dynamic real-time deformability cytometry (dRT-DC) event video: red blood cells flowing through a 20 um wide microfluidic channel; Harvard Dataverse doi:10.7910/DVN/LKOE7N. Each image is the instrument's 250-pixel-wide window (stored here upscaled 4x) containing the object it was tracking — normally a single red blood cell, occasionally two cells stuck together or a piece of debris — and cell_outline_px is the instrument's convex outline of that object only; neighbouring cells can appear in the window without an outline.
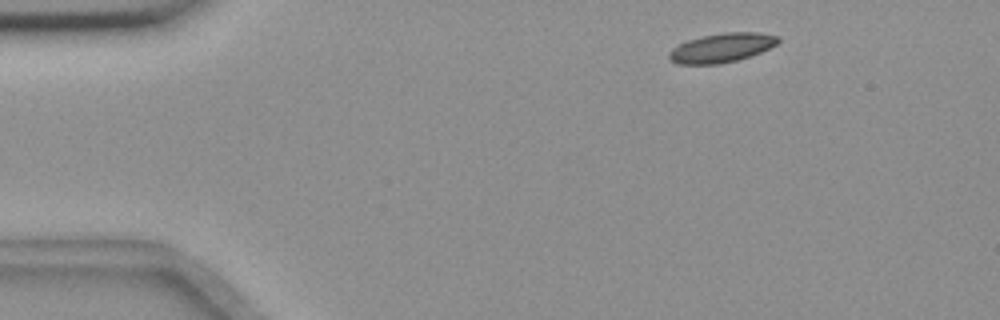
{"species": "common noctule bat (a hibernating species)", "species_latin": "Nyctalus noctula", "temperature_condition": "room temperature", "stored_images_in_passage": 13, "camera_frame_rate_fps": 3000, "um_per_image_px": 0.085, "animal": {"sex": "female", "body_mass_g": 18.4}, "frame": {"image": 1, "passage_image": 1, "time_ms": 0.0, "image_size_px": [1000, 320], "cell_outline_px": [[780, 40], [776, 44], [760, 52], [736, 60], [720, 64], [676, 64], [668, 60], [668, 52], [672, 48], [688, 40], [704, 36], [724, 32], [760, 32], [780, 36]], "centroid_in_image_um": [61.32, 4.06], "position_along_channel_um": 23.7, "area_um2": 18.5}}
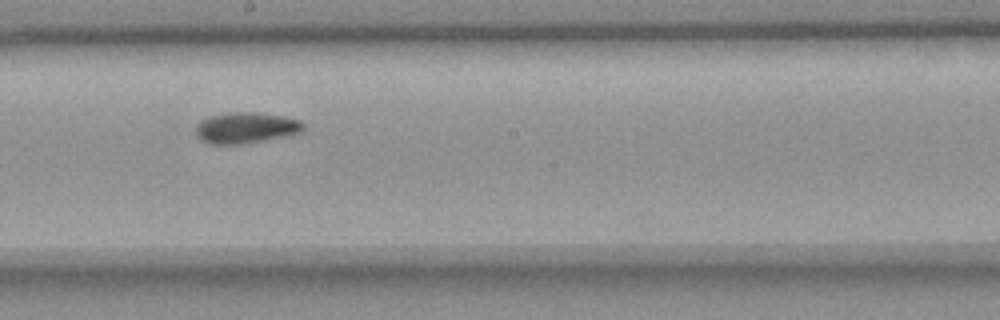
{"frame": {"image": 2, "passage_image": 7, "time_ms": 7.667, "image_size_px": [1000, 320], "cell_outline_px": [[304, 128], [300, 132], [284, 136], [240, 144], [208, 144], [200, 140], [196, 136], [196, 124], [200, 120], [212, 116], [232, 112], [256, 112], [284, 116], [300, 120], [304, 124]], "centroid_in_image_um": [20.86, 10.86], "position_along_channel_um": 227.3, "area_um2": 19.36}}
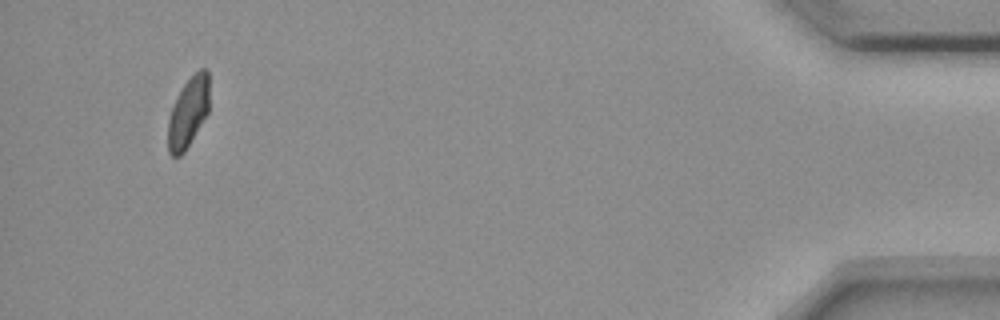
{"frame": {"image": 3, "passage_image": 12, "time_ms": 15.0, "image_size_px": [1000, 320], "cell_outline_px": [[208, 112], [184, 152], [180, 156], [172, 156], [168, 152], [168, 120], [172, 108], [184, 84], [200, 68], [208, 68]], "centroid_in_image_um": [16.0, 9.56], "position_along_channel_um": 419.2, "area_um2": 16.47}, "authors_computed_cell_mechanics": {"area_um2": 18.496, "velocity_mm_per_s": 3.6279, "shape_relaxation_time_tau1_ms": 5.1889, "shape_relaxation_time_tau2_ms": 2.3052, "deformation_change_tau1": 0.1031, "deformation_change_tau2": 0.0548}}